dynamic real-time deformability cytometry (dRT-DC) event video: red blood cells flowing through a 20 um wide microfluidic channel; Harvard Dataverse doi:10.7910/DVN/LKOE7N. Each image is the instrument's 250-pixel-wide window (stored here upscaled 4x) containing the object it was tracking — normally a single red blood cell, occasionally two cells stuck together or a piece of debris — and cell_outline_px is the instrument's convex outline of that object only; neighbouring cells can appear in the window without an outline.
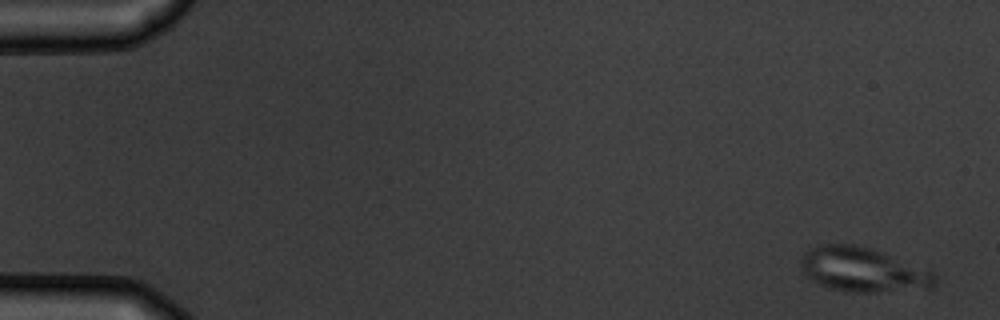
{"species": "common noctule bat (a hibernating species)", "species_latin": "Nyctalus noctula", "temperature_condition": "warm", "stored_images_in_passage": 5, "camera_frame_rate_fps": 3000, "um_per_image_px": 0.085, "animal": {"sex": "male", "body_mass_g": 19.5, "forearm_length_mm": 54.6}, "frame": {"image": 1, "passage_image": 1, "time_ms": 0.0, "image_size_px": [1000, 320], "cell_outline_px": [[936, 280], [928, 288], [876, 292], [848, 292], [832, 288], [820, 284], [812, 280], [804, 272], [800, 264], [800, 256], [808, 248], [824, 244], [856, 244], [872, 248], [884, 252], [932, 272], [936, 276]], "centroid_in_image_um": [73.29, 22.9], "position_along_channel_um": 11.7, "area_um2": 34.45}}